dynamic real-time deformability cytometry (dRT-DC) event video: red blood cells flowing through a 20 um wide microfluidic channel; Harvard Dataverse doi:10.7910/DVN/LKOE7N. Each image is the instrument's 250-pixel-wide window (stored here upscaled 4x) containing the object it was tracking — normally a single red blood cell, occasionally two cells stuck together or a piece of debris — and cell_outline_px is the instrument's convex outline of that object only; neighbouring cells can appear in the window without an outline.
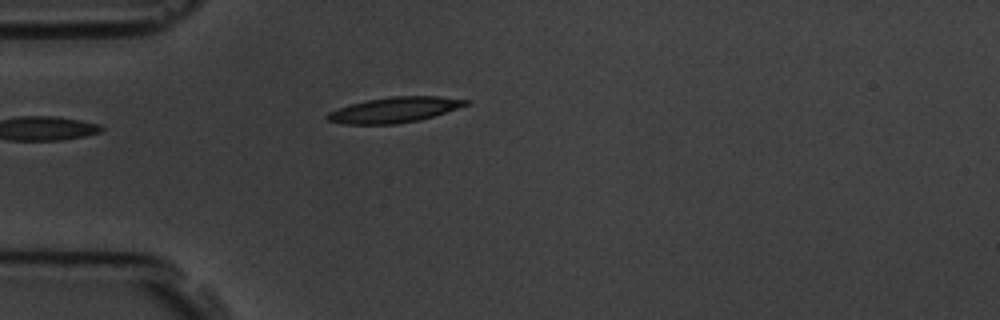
{"species": "common noctule bat (a hibernating species)", "species_latin": "Nyctalus noctula", "temperature_condition": "room temperature", "stored_images_in_passage": 5, "camera_frame_rate_fps": 3000, "um_per_image_px": 0.085, "animal": {"sex": "male", "body_mass_g": 19.5, "forearm_length_mm": 54.6}, "frame": {"image": 1, "passage_image": 5, "time_ms": 4.333, "image_size_px": [1000, 320], "cell_outline_px": [[472, 100], [468, 104], [420, 120], [396, 124], [344, 124], [328, 120], [324, 116], [328, 112], [352, 104], [368, 100], [392, 96], [440, 96]], "centroid_in_image_um": [33.53, 9.33], "position_along_channel_um": 51.5, "area_um2": 20.29}}